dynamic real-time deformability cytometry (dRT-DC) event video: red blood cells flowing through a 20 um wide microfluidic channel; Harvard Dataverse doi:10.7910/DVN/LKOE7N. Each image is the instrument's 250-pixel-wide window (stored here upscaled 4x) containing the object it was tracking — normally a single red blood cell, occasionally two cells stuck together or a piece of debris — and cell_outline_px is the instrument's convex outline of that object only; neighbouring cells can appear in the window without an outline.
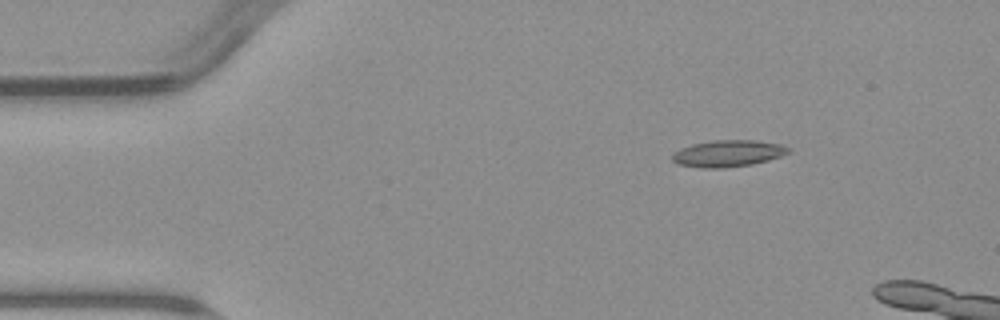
{"species": "common noctule bat (a hibernating species)", "species_latin": "Nyctalus noctula", "temperature_condition": "warm", "stored_images_in_passage": 5, "camera_frame_rate_fps": 3000, "um_per_image_px": 0.085, "animal": {"sex": "male", "body_mass_g": 23.1, "forearm_length_mm": 52.7}, "frame": {"image": 1, "passage_image": 2, "time_ms": 2.333, "image_size_px": [1000, 320], "cell_outline_px": [[792, 152], [768, 160], [752, 164], [724, 168], [700, 168], [680, 164], [672, 160], [672, 152], [680, 148], [692, 144], [712, 140], [756, 140], [784, 144], [792, 148]], "centroid_in_image_um": [61.92, 13.03], "position_along_channel_um": 23.1, "area_um2": 18.32}}